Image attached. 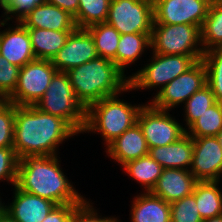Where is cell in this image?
Wrapping results in <instances>:
<instances>
[{"mask_svg":"<svg viewBox=\"0 0 222 222\" xmlns=\"http://www.w3.org/2000/svg\"><path fill=\"white\" fill-rule=\"evenodd\" d=\"M77 132L63 119L35 106L15 105L13 148L19 159L55 156L58 144Z\"/></svg>","mask_w":222,"mask_h":222,"instance_id":"1","label":"cell"},{"mask_svg":"<svg viewBox=\"0 0 222 222\" xmlns=\"http://www.w3.org/2000/svg\"><path fill=\"white\" fill-rule=\"evenodd\" d=\"M57 156L19 159L16 186L27 193L60 204H80L78 194L60 169Z\"/></svg>","mask_w":222,"mask_h":222,"instance_id":"2","label":"cell"},{"mask_svg":"<svg viewBox=\"0 0 222 222\" xmlns=\"http://www.w3.org/2000/svg\"><path fill=\"white\" fill-rule=\"evenodd\" d=\"M67 75L76 98L87 109L92 103L105 97L131 90L129 78L111 60L97 57L80 66L69 69ZM119 92V93H118Z\"/></svg>","mask_w":222,"mask_h":222,"instance_id":"3","label":"cell"},{"mask_svg":"<svg viewBox=\"0 0 222 222\" xmlns=\"http://www.w3.org/2000/svg\"><path fill=\"white\" fill-rule=\"evenodd\" d=\"M142 106H132L117 99V95L92 103L86 110L85 131L102 133L106 145L137 123Z\"/></svg>","mask_w":222,"mask_h":222,"instance_id":"4","label":"cell"},{"mask_svg":"<svg viewBox=\"0 0 222 222\" xmlns=\"http://www.w3.org/2000/svg\"><path fill=\"white\" fill-rule=\"evenodd\" d=\"M35 107L65 120L77 133L84 132L87 109L76 98L66 72L57 71L54 74L45 94Z\"/></svg>","mask_w":222,"mask_h":222,"instance_id":"5","label":"cell"},{"mask_svg":"<svg viewBox=\"0 0 222 222\" xmlns=\"http://www.w3.org/2000/svg\"><path fill=\"white\" fill-rule=\"evenodd\" d=\"M199 41V42H198ZM200 27L189 24H153L151 47L153 53L165 55L192 56L196 61L202 60Z\"/></svg>","mask_w":222,"mask_h":222,"instance_id":"6","label":"cell"},{"mask_svg":"<svg viewBox=\"0 0 222 222\" xmlns=\"http://www.w3.org/2000/svg\"><path fill=\"white\" fill-rule=\"evenodd\" d=\"M56 72L50 60L35 59L26 63L20 67L17 86L6 100L17 106H35Z\"/></svg>","mask_w":222,"mask_h":222,"instance_id":"7","label":"cell"},{"mask_svg":"<svg viewBox=\"0 0 222 222\" xmlns=\"http://www.w3.org/2000/svg\"><path fill=\"white\" fill-rule=\"evenodd\" d=\"M105 22L121 35L152 33L153 0H111Z\"/></svg>","mask_w":222,"mask_h":222,"instance_id":"8","label":"cell"},{"mask_svg":"<svg viewBox=\"0 0 222 222\" xmlns=\"http://www.w3.org/2000/svg\"><path fill=\"white\" fill-rule=\"evenodd\" d=\"M152 62L129 77L131 89L166 86L173 79L185 73L197 61L192 56L165 55L154 53Z\"/></svg>","mask_w":222,"mask_h":222,"instance_id":"9","label":"cell"},{"mask_svg":"<svg viewBox=\"0 0 222 222\" xmlns=\"http://www.w3.org/2000/svg\"><path fill=\"white\" fill-rule=\"evenodd\" d=\"M207 85V70L202 60L197 61L185 73L169 82L155 95L150 105L166 110L186 102L195 92Z\"/></svg>","mask_w":222,"mask_h":222,"instance_id":"10","label":"cell"},{"mask_svg":"<svg viewBox=\"0 0 222 222\" xmlns=\"http://www.w3.org/2000/svg\"><path fill=\"white\" fill-rule=\"evenodd\" d=\"M137 123L149 148L172 144L186 134L185 128L170 117L166 110L156 109L150 104L142 107Z\"/></svg>","mask_w":222,"mask_h":222,"instance_id":"11","label":"cell"},{"mask_svg":"<svg viewBox=\"0 0 222 222\" xmlns=\"http://www.w3.org/2000/svg\"><path fill=\"white\" fill-rule=\"evenodd\" d=\"M194 153L189 170L197 181H220L222 148L215 136L192 138Z\"/></svg>","mask_w":222,"mask_h":222,"instance_id":"12","label":"cell"},{"mask_svg":"<svg viewBox=\"0 0 222 222\" xmlns=\"http://www.w3.org/2000/svg\"><path fill=\"white\" fill-rule=\"evenodd\" d=\"M98 57L95 43L86 28H76L65 45L52 59L53 66L60 72L80 66Z\"/></svg>","mask_w":222,"mask_h":222,"instance_id":"13","label":"cell"},{"mask_svg":"<svg viewBox=\"0 0 222 222\" xmlns=\"http://www.w3.org/2000/svg\"><path fill=\"white\" fill-rule=\"evenodd\" d=\"M20 21L26 28H40L54 31H74L77 26L74 17L45 0L22 16Z\"/></svg>","mask_w":222,"mask_h":222,"instance_id":"14","label":"cell"},{"mask_svg":"<svg viewBox=\"0 0 222 222\" xmlns=\"http://www.w3.org/2000/svg\"><path fill=\"white\" fill-rule=\"evenodd\" d=\"M15 28L0 32V55L11 64L23 67L35 60L28 29L20 22Z\"/></svg>","mask_w":222,"mask_h":222,"instance_id":"15","label":"cell"},{"mask_svg":"<svg viewBox=\"0 0 222 222\" xmlns=\"http://www.w3.org/2000/svg\"><path fill=\"white\" fill-rule=\"evenodd\" d=\"M196 182L189 169H163L151 193L171 204L192 194Z\"/></svg>","mask_w":222,"mask_h":222,"instance_id":"16","label":"cell"},{"mask_svg":"<svg viewBox=\"0 0 222 222\" xmlns=\"http://www.w3.org/2000/svg\"><path fill=\"white\" fill-rule=\"evenodd\" d=\"M14 195L6 213L17 222H42L56 206L54 202L22 191L16 185Z\"/></svg>","mask_w":222,"mask_h":222,"instance_id":"17","label":"cell"},{"mask_svg":"<svg viewBox=\"0 0 222 222\" xmlns=\"http://www.w3.org/2000/svg\"><path fill=\"white\" fill-rule=\"evenodd\" d=\"M106 152L122 164L148 155L149 147L138 123L112 141Z\"/></svg>","mask_w":222,"mask_h":222,"instance_id":"18","label":"cell"},{"mask_svg":"<svg viewBox=\"0 0 222 222\" xmlns=\"http://www.w3.org/2000/svg\"><path fill=\"white\" fill-rule=\"evenodd\" d=\"M193 153V140L188 134L172 144L149 148L148 151V155L164 169H187L186 166H191Z\"/></svg>","mask_w":222,"mask_h":222,"instance_id":"19","label":"cell"},{"mask_svg":"<svg viewBox=\"0 0 222 222\" xmlns=\"http://www.w3.org/2000/svg\"><path fill=\"white\" fill-rule=\"evenodd\" d=\"M136 198L132 204V222H171L170 203L151 192Z\"/></svg>","mask_w":222,"mask_h":222,"instance_id":"20","label":"cell"},{"mask_svg":"<svg viewBox=\"0 0 222 222\" xmlns=\"http://www.w3.org/2000/svg\"><path fill=\"white\" fill-rule=\"evenodd\" d=\"M36 59L50 60L65 45L73 31H54L40 28H27Z\"/></svg>","mask_w":222,"mask_h":222,"instance_id":"21","label":"cell"},{"mask_svg":"<svg viewBox=\"0 0 222 222\" xmlns=\"http://www.w3.org/2000/svg\"><path fill=\"white\" fill-rule=\"evenodd\" d=\"M219 181H197L193 194L202 220L222 215V192Z\"/></svg>","mask_w":222,"mask_h":222,"instance_id":"22","label":"cell"},{"mask_svg":"<svg viewBox=\"0 0 222 222\" xmlns=\"http://www.w3.org/2000/svg\"><path fill=\"white\" fill-rule=\"evenodd\" d=\"M146 46L151 47V33L122 34L116 51V66L124 73V68L134 63Z\"/></svg>","mask_w":222,"mask_h":222,"instance_id":"23","label":"cell"},{"mask_svg":"<svg viewBox=\"0 0 222 222\" xmlns=\"http://www.w3.org/2000/svg\"><path fill=\"white\" fill-rule=\"evenodd\" d=\"M200 32L204 52L222 48V0H212Z\"/></svg>","mask_w":222,"mask_h":222,"instance_id":"24","label":"cell"},{"mask_svg":"<svg viewBox=\"0 0 222 222\" xmlns=\"http://www.w3.org/2000/svg\"><path fill=\"white\" fill-rule=\"evenodd\" d=\"M86 29L93 37L98 56L116 64V51L121 34L106 22L91 25Z\"/></svg>","mask_w":222,"mask_h":222,"instance_id":"25","label":"cell"},{"mask_svg":"<svg viewBox=\"0 0 222 222\" xmlns=\"http://www.w3.org/2000/svg\"><path fill=\"white\" fill-rule=\"evenodd\" d=\"M122 167L127 174L145 186L147 192H151L155 187L164 169L149 155L129 161Z\"/></svg>","mask_w":222,"mask_h":222,"instance_id":"26","label":"cell"},{"mask_svg":"<svg viewBox=\"0 0 222 222\" xmlns=\"http://www.w3.org/2000/svg\"><path fill=\"white\" fill-rule=\"evenodd\" d=\"M188 128L186 134L192 138L216 136L222 129V103L216 101Z\"/></svg>","mask_w":222,"mask_h":222,"instance_id":"27","label":"cell"},{"mask_svg":"<svg viewBox=\"0 0 222 222\" xmlns=\"http://www.w3.org/2000/svg\"><path fill=\"white\" fill-rule=\"evenodd\" d=\"M111 0H79L74 17L77 28H87L106 21Z\"/></svg>","mask_w":222,"mask_h":222,"instance_id":"28","label":"cell"},{"mask_svg":"<svg viewBox=\"0 0 222 222\" xmlns=\"http://www.w3.org/2000/svg\"><path fill=\"white\" fill-rule=\"evenodd\" d=\"M202 61L207 70V85L211 88L215 100L222 103V48L204 52Z\"/></svg>","mask_w":222,"mask_h":222,"instance_id":"29","label":"cell"},{"mask_svg":"<svg viewBox=\"0 0 222 222\" xmlns=\"http://www.w3.org/2000/svg\"><path fill=\"white\" fill-rule=\"evenodd\" d=\"M216 102L214 94L211 88L206 85L201 90L195 92L185 102V112L187 126L189 127L194 121H196L205 110L209 109Z\"/></svg>","mask_w":222,"mask_h":222,"instance_id":"30","label":"cell"},{"mask_svg":"<svg viewBox=\"0 0 222 222\" xmlns=\"http://www.w3.org/2000/svg\"><path fill=\"white\" fill-rule=\"evenodd\" d=\"M181 0H153V24H184Z\"/></svg>","mask_w":222,"mask_h":222,"instance_id":"31","label":"cell"},{"mask_svg":"<svg viewBox=\"0 0 222 222\" xmlns=\"http://www.w3.org/2000/svg\"><path fill=\"white\" fill-rule=\"evenodd\" d=\"M171 222H203L192 193L170 204Z\"/></svg>","mask_w":222,"mask_h":222,"instance_id":"32","label":"cell"},{"mask_svg":"<svg viewBox=\"0 0 222 222\" xmlns=\"http://www.w3.org/2000/svg\"><path fill=\"white\" fill-rule=\"evenodd\" d=\"M15 104L0 100V148H13Z\"/></svg>","mask_w":222,"mask_h":222,"instance_id":"33","label":"cell"},{"mask_svg":"<svg viewBox=\"0 0 222 222\" xmlns=\"http://www.w3.org/2000/svg\"><path fill=\"white\" fill-rule=\"evenodd\" d=\"M212 0H181L184 24L195 25L201 28L208 14Z\"/></svg>","mask_w":222,"mask_h":222,"instance_id":"34","label":"cell"},{"mask_svg":"<svg viewBox=\"0 0 222 222\" xmlns=\"http://www.w3.org/2000/svg\"><path fill=\"white\" fill-rule=\"evenodd\" d=\"M20 67L11 64L0 55V99L6 100L15 90L18 83Z\"/></svg>","mask_w":222,"mask_h":222,"instance_id":"35","label":"cell"},{"mask_svg":"<svg viewBox=\"0 0 222 222\" xmlns=\"http://www.w3.org/2000/svg\"><path fill=\"white\" fill-rule=\"evenodd\" d=\"M19 158L14 148H0V180L7 179L14 186L17 181Z\"/></svg>","mask_w":222,"mask_h":222,"instance_id":"36","label":"cell"},{"mask_svg":"<svg viewBox=\"0 0 222 222\" xmlns=\"http://www.w3.org/2000/svg\"><path fill=\"white\" fill-rule=\"evenodd\" d=\"M44 0H0V5L5 11V15L13 14L17 16V21L28 11L34 9Z\"/></svg>","mask_w":222,"mask_h":222,"instance_id":"37","label":"cell"},{"mask_svg":"<svg viewBox=\"0 0 222 222\" xmlns=\"http://www.w3.org/2000/svg\"><path fill=\"white\" fill-rule=\"evenodd\" d=\"M71 222H119L112 218H99L89 202L84 200L78 204L71 216Z\"/></svg>","mask_w":222,"mask_h":222,"instance_id":"38","label":"cell"},{"mask_svg":"<svg viewBox=\"0 0 222 222\" xmlns=\"http://www.w3.org/2000/svg\"><path fill=\"white\" fill-rule=\"evenodd\" d=\"M78 204H60L46 216L42 222H69Z\"/></svg>","mask_w":222,"mask_h":222,"instance_id":"39","label":"cell"},{"mask_svg":"<svg viewBox=\"0 0 222 222\" xmlns=\"http://www.w3.org/2000/svg\"><path fill=\"white\" fill-rule=\"evenodd\" d=\"M47 3L55 5L68 12L73 17L76 16L79 8V0H45Z\"/></svg>","mask_w":222,"mask_h":222,"instance_id":"40","label":"cell"},{"mask_svg":"<svg viewBox=\"0 0 222 222\" xmlns=\"http://www.w3.org/2000/svg\"><path fill=\"white\" fill-rule=\"evenodd\" d=\"M0 222H17L14 218H12L8 213H4L0 216Z\"/></svg>","mask_w":222,"mask_h":222,"instance_id":"41","label":"cell"},{"mask_svg":"<svg viewBox=\"0 0 222 222\" xmlns=\"http://www.w3.org/2000/svg\"><path fill=\"white\" fill-rule=\"evenodd\" d=\"M203 222H222V215L205 219V220H203Z\"/></svg>","mask_w":222,"mask_h":222,"instance_id":"42","label":"cell"},{"mask_svg":"<svg viewBox=\"0 0 222 222\" xmlns=\"http://www.w3.org/2000/svg\"><path fill=\"white\" fill-rule=\"evenodd\" d=\"M219 142V145L222 148V129L219 131V133L215 136Z\"/></svg>","mask_w":222,"mask_h":222,"instance_id":"43","label":"cell"},{"mask_svg":"<svg viewBox=\"0 0 222 222\" xmlns=\"http://www.w3.org/2000/svg\"><path fill=\"white\" fill-rule=\"evenodd\" d=\"M6 207L7 206H3L0 202V216H2L6 212Z\"/></svg>","mask_w":222,"mask_h":222,"instance_id":"44","label":"cell"}]
</instances>
